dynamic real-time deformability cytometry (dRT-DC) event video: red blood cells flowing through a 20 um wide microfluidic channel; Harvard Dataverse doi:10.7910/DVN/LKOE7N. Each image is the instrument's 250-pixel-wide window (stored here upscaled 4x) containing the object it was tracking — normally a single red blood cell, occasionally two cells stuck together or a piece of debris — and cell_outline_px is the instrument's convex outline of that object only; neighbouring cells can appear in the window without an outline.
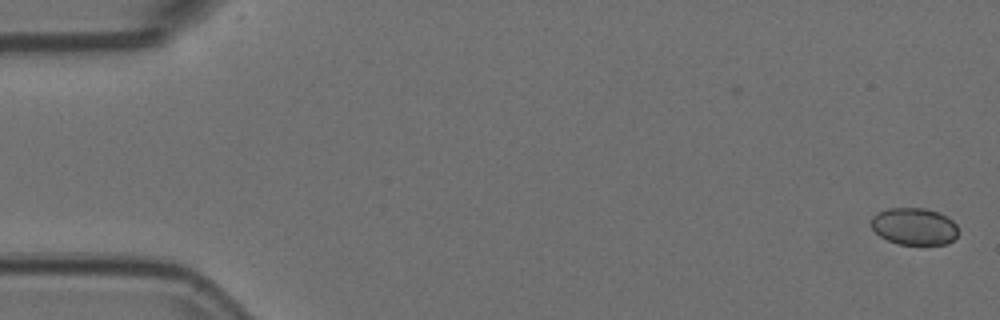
{"species": "Egyptian fruit bat (a non-hibernating species)", "species_latin": "Rousettus aegyptiacus", "temperature_condition": "room temperature", "stored_images_in_passage": 55, "camera_frame_rate_fps": 3000, "um_per_image_px": 0.085, "animal": {"sex": "female"}, "frame": {"image": 1, "passage_image": 1, "time_ms": 0.0, "image_size_px": [1000, 320], "cell_outline_px": [[960, 232], [948, 244], [896, 244], [880, 236], [872, 228], [872, 216], [876, 212], [888, 208], [924, 208], [948, 216], [956, 224]], "centroid_in_image_um": [77.72, 19.24], "position_along_channel_um": 7.3, "area_um2": 18.9}}
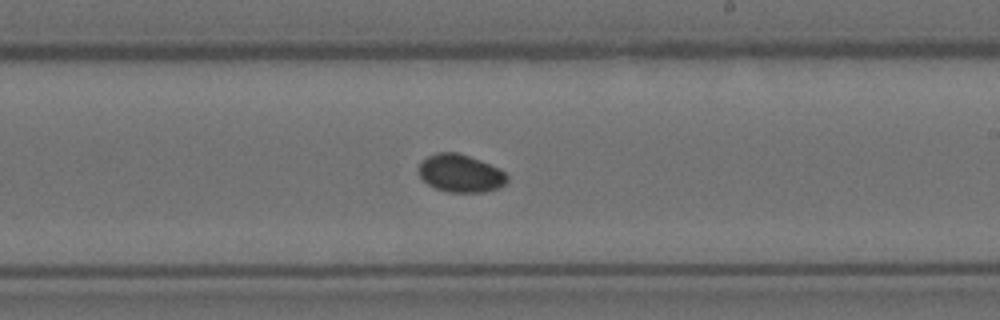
{"frame": {"image": 2, "passage_image": 32, "time_ms": 10.333, "image_size_px": [1000, 320], "cell_outline_px": [[508, 180], [504, 184], [496, 188], [484, 192], [448, 192], [436, 188], [428, 184], [420, 176], [416, 168], [420, 160], [436, 152], [456, 152], [480, 160], [504, 172], [508, 176]], "centroid_in_image_um": [39.08, 14.72], "position_along_channel_um": 249.9, "area_um2": 19.42}}
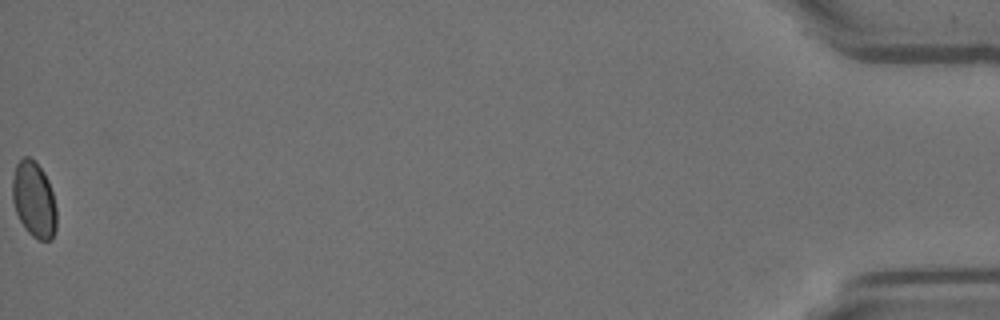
{"frame": {"image": 3, "passage_image": 55, "time_ms": 18.0, "image_size_px": [1000, 320], "cell_outline_px": [[56, 228], [52, 240], [40, 240], [32, 236], [24, 228], [16, 212], [12, 200], [12, 180], [16, 164], [24, 156], [28, 156], [36, 160], [44, 172], [48, 180], [52, 192], [56, 208]], "centroid_in_image_um": [2.88, 16.95], "position_along_channel_um": 432.3, "area_um2": 19.71}}